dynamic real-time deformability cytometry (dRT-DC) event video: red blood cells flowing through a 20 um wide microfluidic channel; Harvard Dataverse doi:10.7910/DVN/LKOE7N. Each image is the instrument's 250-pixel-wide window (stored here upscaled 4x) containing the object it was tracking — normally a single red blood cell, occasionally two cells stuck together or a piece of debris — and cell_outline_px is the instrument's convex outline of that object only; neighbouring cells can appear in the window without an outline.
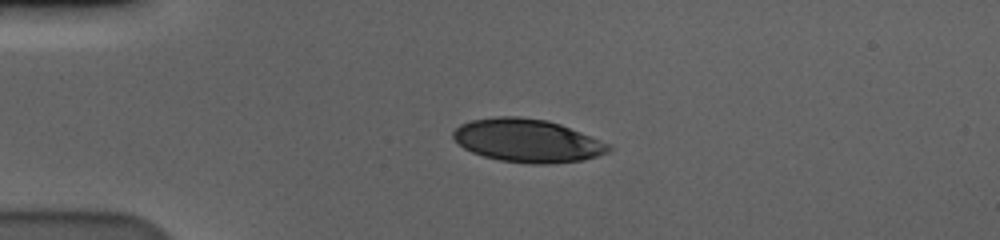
{"species": "human", "species_latin": "Homo sapiens", "temperature_condition": "cold", "stored_images_in_passage": 44, "camera_frame_rate_fps": 3000, "um_per_image_px": 0.085, "donor": {"sex": "male"}, "frame": {"image": 1, "passage_image": 1, "time_ms": 0.0, "image_size_px": [1000, 240], "cell_outline_px": [[612, 148], [608, 152], [584, 160], [544, 164], [532, 164], [500, 160], [484, 156], [472, 152], [464, 148], [452, 136], [452, 132], [460, 124], [472, 120], [496, 116], [520, 116], [548, 120], [560, 124], [612, 144]], "centroid_in_image_um": [44.85, 11.94], "position_along_channel_um": 40.2, "area_um2": 39.13}}
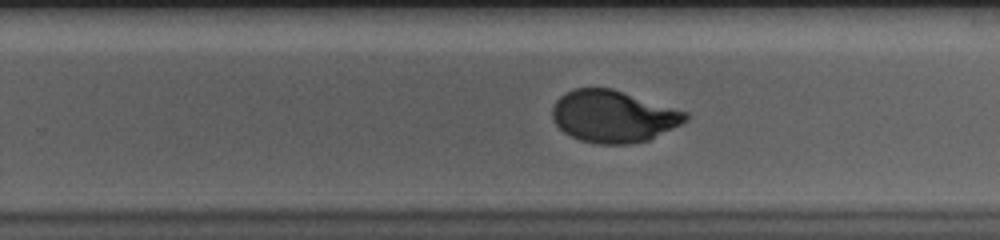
{"frame": {"image": 2, "passage_image": 24, "time_ms": 7.667, "image_size_px": [1000, 240], "cell_outline_px": [[688, 120], [648, 140], [632, 144], [596, 144], [580, 140], [564, 132], [552, 120], [552, 108], [556, 100], [564, 92], [572, 88], [612, 88], [688, 112]], "centroid_in_image_um": [52.1, 9.88], "position_along_channel_um": 277.7, "area_um2": 40.4}}
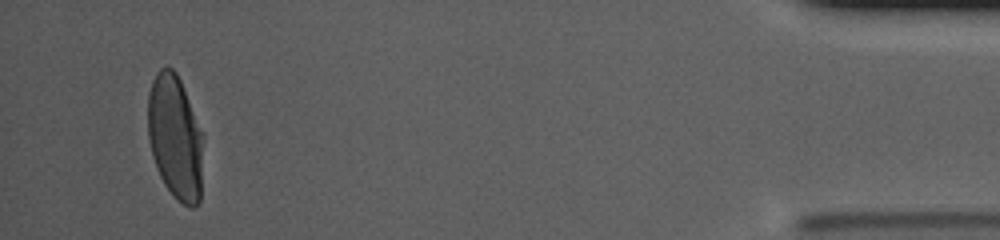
{"frame": {"image": 3, "passage_image": 42, "time_ms": 13.667, "image_size_px": [1000, 240], "cell_outline_px": [[204, 136], [200, 204], [192, 208], [176, 200], [164, 184], [156, 168], [152, 156], [148, 136], [148, 92], [152, 80], [156, 72], [160, 68], [168, 64], [176, 72], [180, 80]], "centroid_in_image_um": [14.9, 11.68], "position_along_channel_um": 420.3, "area_um2": 40.75}, "authors_computed_cell_mechanics": {"area_um2": 40.7779, "velocity_mm_per_s": 3.572, "shape_relaxation_time_tau1_ms": 3.8633, "shape_relaxation_time_tau2_ms": null, "deformation_change_tau1": 0.1911, "deformation_change_tau2": null}}